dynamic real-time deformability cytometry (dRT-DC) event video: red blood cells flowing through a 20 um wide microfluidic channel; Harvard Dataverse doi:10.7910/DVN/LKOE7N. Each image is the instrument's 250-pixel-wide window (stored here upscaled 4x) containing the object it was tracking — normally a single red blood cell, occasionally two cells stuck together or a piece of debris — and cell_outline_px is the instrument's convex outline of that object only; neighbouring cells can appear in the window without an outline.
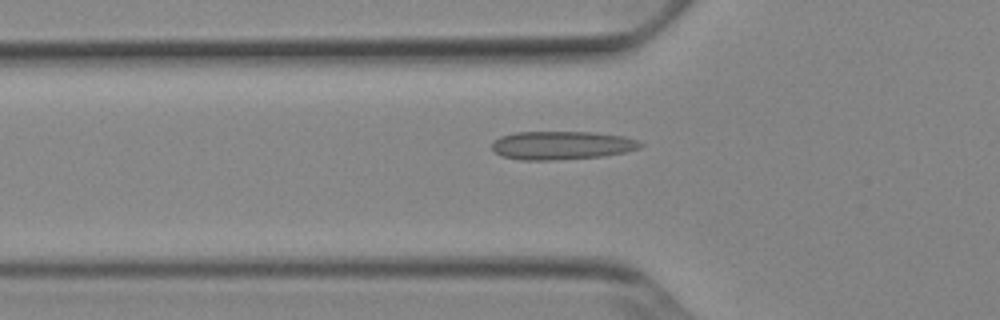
{"species": "Egyptian fruit bat (a non-hibernating species)", "species_latin": "Rousettus aegyptiacus", "temperature_condition": "cold", "stored_images_in_passage": 52, "camera_frame_rate_fps": 3000, "um_per_image_px": 0.085, "animal": {"sex": "female"}, "frame": {"image": 1, "passage_image": 18, "time_ms": 5.667, "image_size_px": [1000, 320], "cell_outline_px": [[644, 144], [640, 148], [624, 152], [604, 156], [556, 160], [520, 160], [500, 156], [492, 148], [492, 140], [500, 136], [516, 132], [592, 132], [624, 136], [636, 140]], "centroid_in_image_um": [47.72, 12.35], "position_along_channel_um": 78.1, "area_um2": 24.74}}
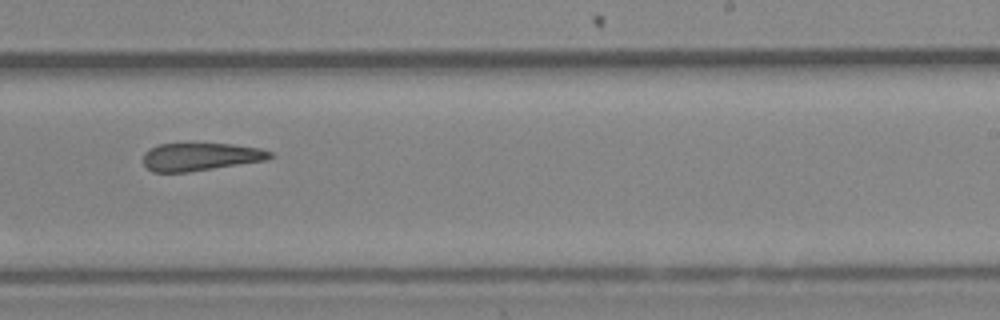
{"frame": {"image": 2, "passage_image": 33, "time_ms": 10.667, "image_size_px": [1000, 320], "cell_outline_px": [[272, 156], [264, 160], [188, 172], [152, 172], [144, 164], [144, 152], [160, 144], [232, 144], [260, 148], [272, 152]], "centroid_in_image_um": [17.02, 13.32], "position_along_channel_um": 272.0, "area_um2": 20.17}}
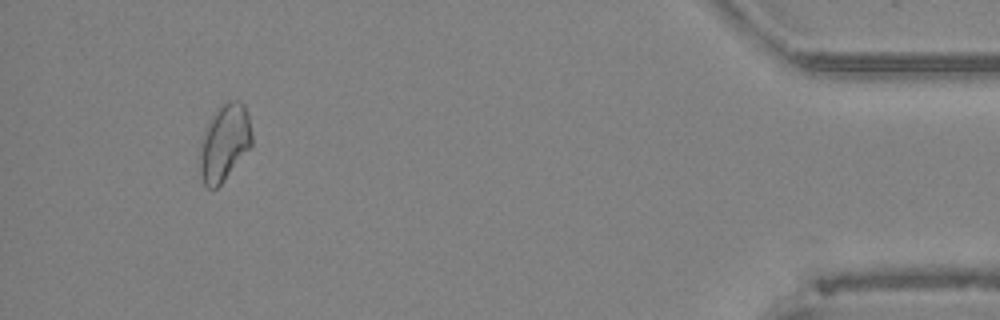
{"frame": {"image": 3, "passage_image": 49, "time_ms": 16.0, "image_size_px": [1000, 320], "cell_outline_px": [[252, 144], [224, 180], [216, 188], [208, 188], [204, 184], [200, 176], [200, 152], [204, 136], [216, 112], [228, 100], [240, 100], [244, 104], [248, 116], [252, 136]], "centroid_in_image_um": [19.1, 12.15], "position_along_channel_um": 416.1, "area_um2": 22.31}, "authors_computed_cell_mechanics": {"area_um2": 22.6865, "velocity_mm_per_s": 3.8949, "shape_relaxation_time_tau1_ms": null, "shape_relaxation_time_tau2_ms": 5.407, "deformation_change_tau1": null, "deformation_change_tau2": 0.1235}}